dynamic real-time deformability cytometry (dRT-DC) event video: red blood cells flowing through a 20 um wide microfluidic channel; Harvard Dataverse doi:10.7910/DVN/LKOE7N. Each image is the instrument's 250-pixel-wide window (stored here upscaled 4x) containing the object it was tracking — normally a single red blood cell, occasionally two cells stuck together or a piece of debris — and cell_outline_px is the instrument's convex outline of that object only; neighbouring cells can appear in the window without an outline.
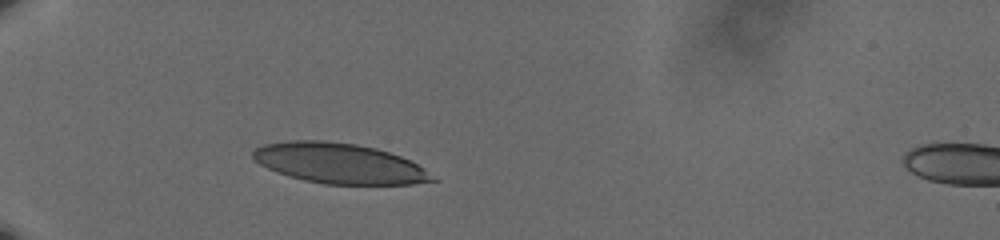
{"species": "human", "species_latin": "Homo sapiens", "temperature_condition": "cold", "stored_images_in_passage": 35, "camera_frame_rate_fps": 3000, "um_per_image_px": 0.085, "donor": {"sex": "male"}, "frame": {"image": 1, "passage_image": 1, "time_ms": 0.0, "image_size_px": [1000, 240], "cell_outline_px": [[440, 180], [412, 184], [324, 184], [304, 180], [288, 176], [276, 172], [260, 164], [252, 156], [252, 152], [256, 148], [264, 144], [288, 140], [324, 140], [356, 144], [376, 148], [400, 156], [424, 168]], "centroid_in_image_um": [28.84, 13.88], "position_along_channel_um": 56.2, "area_um2": 42.14}}
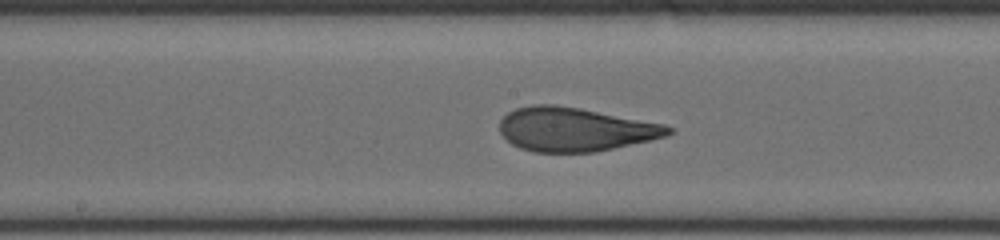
{"frame": {"image": 2, "passage_image": 15, "time_ms": 4.667, "image_size_px": [1000, 240], "cell_outline_px": [[672, 132], [668, 136], [596, 152], [532, 152], [520, 148], [512, 144], [500, 132], [500, 120], [508, 112], [516, 108], [532, 104], [552, 104], [580, 108], [664, 124], [672, 128]], "centroid_in_image_um": [48.86, 11.0], "position_along_channel_um": 199.3, "area_um2": 43.0}}
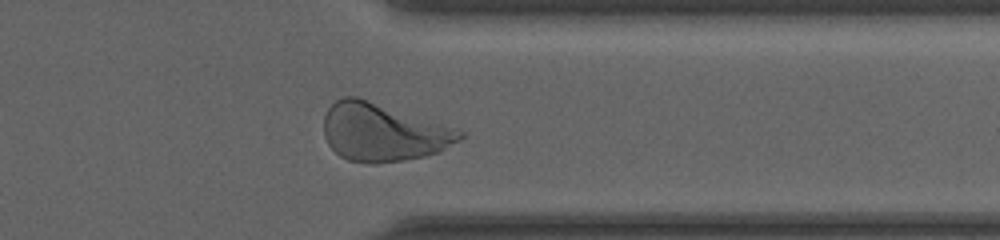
{"frame": {"image": 3, "passage_image": 30, "time_ms": 9.667, "image_size_px": [1000, 240], "cell_outline_px": [[464, 136], [460, 140], [440, 152], [424, 156], [404, 160], [376, 164], [368, 164], [348, 160], [340, 156], [328, 144], [324, 136], [324, 116], [328, 108], [336, 100], [344, 96], [356, 96], [464, 132]], "centroid_in_image_um": [32.51, 11.27], "position_along_channel_um": 378.9, "area_um2": 45.37}, "authors_computed_cell_mechanics": {"area_um2": 43.2344, "velocity_mm_per_s": 3.6094, "shape_relaxation_time_tau1_ms": 4.5504, "shape_relaxation_time_tau2_ms": 0.783, "deformation_change_tau1": 0.1858, "deformation_change_tau2": 0.0752}}